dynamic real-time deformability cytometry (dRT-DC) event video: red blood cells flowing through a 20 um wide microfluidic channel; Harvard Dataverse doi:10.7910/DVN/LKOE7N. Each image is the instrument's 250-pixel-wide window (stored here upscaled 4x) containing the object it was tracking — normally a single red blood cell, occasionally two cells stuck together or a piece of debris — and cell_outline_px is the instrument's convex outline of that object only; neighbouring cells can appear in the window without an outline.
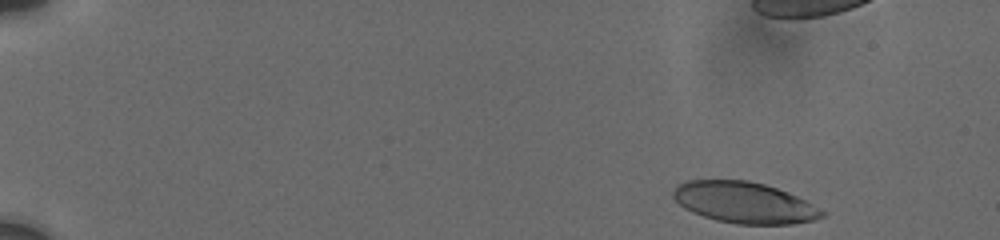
{"species": "human", "species_latin": "Homo sapiens", "temperature_condition": "cold", "stored_images_in_passage": 56, "camera_frame_rate_fps": 3000, "um_per_image_px": 0.085, "donor": {"sex": "male"}, "frame": {"image": 1, "passage_image": 1, "time_ms": 0.0, "image_size_px": [1000, 240], "cell_outline_px": [[824, 216], [812, 220], [792, 224], [736, 224], [716, 220], [692, 212], [684, 208], [672, 196], [672, 192], [676, 184], [688, 180], [748, 180], [764, 184], [788, 192], [812, 204], [824, 212]], "centroid_in_image_um": [63.22, 17.21], "position_along_channel_um": 21.8, "area_um2": 35.55}}
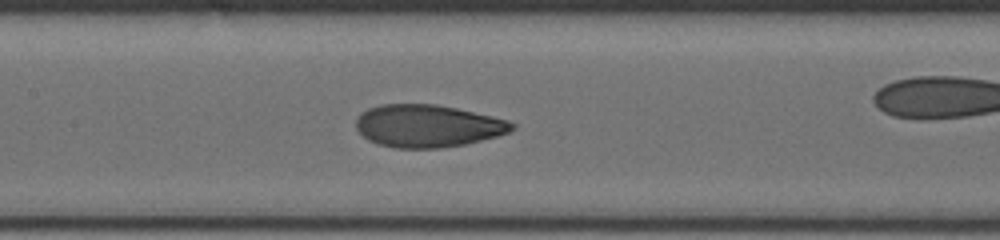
{"frame": {"image": 2, "passage_image": 30, "time_ms": 7.667, "image_size_px": [1000, 240], "cell_outline_px": [[516, 128], [508, 132], [496, 136], [464, 144], [440, 148], [392, 148], [376, 144], [368, 140], [356, 128], [356, 120], [360, 112], [368, 108], [380, 104], [436, 104], [456, 108], [492, 116], [508, 120], [516, 124]], "centroid_in_image_um": [36.32, 10.7], "position_along_channel_um": 171.1, "area_um2": 38.73}}
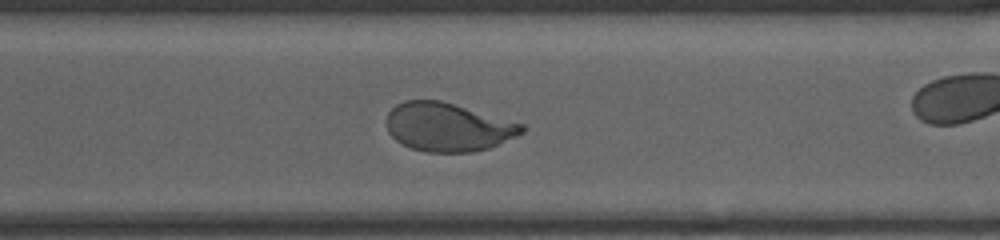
{"frame": {"image": 3, "passage_image": 53, "time_ms": 12.0, "image_size_px": [1000, 240], "cell_outline_px": [[528, 128], [524, 132], [516, 136], [488, 148], [472, 152], [424, 152], [412, 148], [396, 140], [388, 132], [388, 112], [396, 104], [404, 100], [440, 100], [524, 124]], "centroid_in_image_um": [38.08, 10.8], "position_along_channel_um": 332.5, "area_um2": 38.03}}